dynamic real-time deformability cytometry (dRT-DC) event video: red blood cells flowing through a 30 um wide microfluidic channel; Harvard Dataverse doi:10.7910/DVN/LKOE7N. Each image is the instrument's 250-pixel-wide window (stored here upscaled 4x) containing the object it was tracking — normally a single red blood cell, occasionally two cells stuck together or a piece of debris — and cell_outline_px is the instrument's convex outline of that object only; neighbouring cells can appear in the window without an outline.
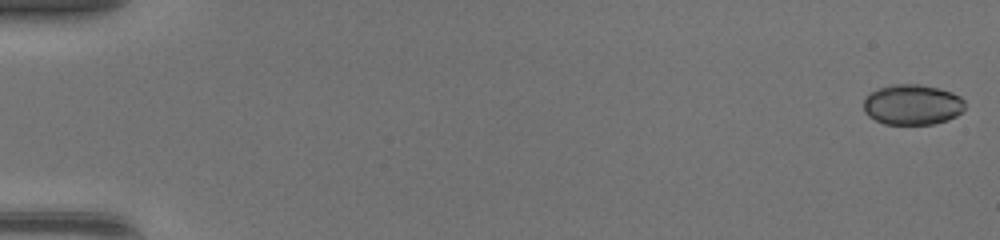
{"species": "common noctule bat (a hibernating species)", "species_latin": "Nyctalus noctula", "temperature_condition": "warm", "stored_images_in_passage": 4, "segment_of_instrument_passage": [1, 2], "camera_frame_rate_fps": 3000, "um_per_image_px": 0.085, "animal": {"sex": "female", "body_mass_g": 17.0, "forearm_length_mm": 48.0}, "frame": {"image": 1, "passage_image": 1, "time_ms": 0.0, "image_size_px": [1000, 240], "cell_outline_px": [[964, 108], [956, 116], [948, 120], [932, 124], [884, 124], [868, 116], [864, 112], [864, 100], [872, 92], [880, 88], [892, 84], [920, 84], [940, 88], [952, 92], [960, 96], [964, 100]], "centroid_in_image_um": [77.56, 8.89], "position_along_channel_um": 7.4, "area_um2": 23.87}}